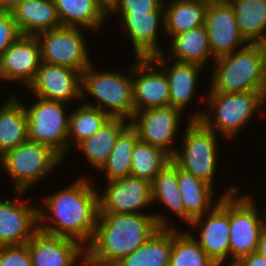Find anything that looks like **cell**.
I'll list each match as a JSON object with an SVG mask.
<instances>
[{
    "instance_id": "6da1fadb",
    "label": "cell",
    "mask_w": 266,
    "mask_h": 266,
    "mask_svg": "<svg viewBox=\"0 0 266 266\" xmlns=\"http://www.w3.org/2000/svg\"><path fill=\"white\" fill-rule=\"evenodd\" d=\"M95 189L90 178L80 176L69 187L45 196V208H38L39 230L74 239L86 248L94 237L99 213Z\"/></svg>"
},
{
    "instance_id": "7a4b0ae2",
    "label": "cell",
    "mask_w": 266,
    "mask_h": 266,
    "mask_svg": "<svg viewBox=\"0 0 266 266\" xmlns=\"http://www.w3.org/2000/svg\"><path fill=\"white\" fill-rule=\"evenodd\" d=\"M167 218L153 213H98L95 234L86 250V266H114L141 246Z\"/></svg>"
},
{
    "instance_id": "3957f363",
    "label": "cell",
    "mask_w": 266,
    "mask_h": 266,
    "mask_svg": "<svg viewBox=\"0 0 266 266\" xmlns=\"http://www.w3.org/2000/svg\"><path fill=\"white\" fill-rule=\"evenodd\" d=\"M207 95V105L212 117L209 115L210 111L208 113L195 111L189 118L199 120L207 129L228 139L238 135L262 105L266 106L263 91L208 92Z\"/></svg>"
},
{
    "instance_id": "277c9868",
    "label": "cell",
    "mask_w": 266,
    "mask_h": 266,
    "mask_svg": "<svg viewBox=\"0 0 266 266\" xmlns=\"http://www.w3.org/2000/svg\"><path fill=\"white\" fill-rule=\"evenodd\" d=\"M214 61L209 92L263 91L264 57L260 44L248 43Z\"/></svg>"
},
{
    "instance_id": "5b68a950",
    "label": "cell",
    "mask_w": 266,
    "mask_h": 266,
    "mask_svg": "<svg viewBox=\"0 0 266 266\" xmlns=\"http://www.w3.org/2000/svg\"><path fill=\"white\" fill-rule=\"evenodd\" d=\"M91 64L82 72V99L92 95L96 103L86 105L96 107L111 118L131 120L135 114L132 84V65L125 72H97ZM125 73V74H124ZM96 104V105H95Z\"/></svg>"
},
{
    "instance_id": "8992f818",
    "label": "cell",
    "mask_w": 266,
    "mask_h": 266,
    "mask_svg": "<svg viewBox=\"0 0 266 266\" xmlns=\"http://www.w3.org/2000/svg\"><path fill=\"white\" fill-rule=\"evenodd\" d=\"M63 159L51 147L28 140L1 155L0 165L12 178L14 192H25L48 177Z\"/></svg>"
},
{
    "instance_id": "52a82bcc",
    "label": "cell",
    "mask_w": 266,
    "mask_h": 266,
    "mask_svg": "<svg viewBox=\"0 0 266 266\" xmlns=\"http://www.w3.org/2000/svg\"><path fill=\"white\" fill-rule=\"evenodd\" d=\"M216 136L214 131L207 129L199 120L189 119L182 152L177 149L172 161L182 170L213 186L219 148Z\"/></svg>"
},
{
    "instance_id": "ba28073f",
    "label": "cell",
    "mask_w": 266,
    "mask_h": 266,
    "mask_svg": "<svg viewBox=\"0 0 266 266\" xmlns=\"http://www.w3.org/2000/svg\"><path fill=\"white\" fill-rule=\"evenodd\" d=\"M229 195L230 259L226 266H233L245 255L257 252L264 225L251 195ZM237 197V198H236Z\"/></svg>"
},
{
    "instance_id": "9c48e42d",
    "label": "cell",
    "mask_w": 266,
    "mask_h": 266,
    "mask_svg": "<svg viewBox=\"0 0 266 266\" xmlns=\"http://www.w3.org/2000/svg\"><path fill=\"white\" fill-rule=\"evenodd\" d=\"M38 100L31 105L23 103L28 120L29 141L51 147L62 158L68 149L69 114H66L63 102Z\"/></svg>"
},
{
    "instance_id": "30bf717a",
    "label": "cell",
    "mask_w": 266,
    "mask_h": 266,
    "mask_svg": "<svg viewBox=\"0 0 266 266\" xmlns=\"http://www.w3.org/2000/svg\"><path fill=\"white\" fill-rule=\"evenodd\" d=\"M81 29L62 26L37 34L42 62L82 73L92 61Z\"/></svg>"
},
{
    "instance_id": "8fae6325",
    "label": "cell",
    "mask_w": 266,
    "mask_h": 266,
    "mask_svg": "<svg viewBox=\"0 0 266 266\" xmlns=\"http://www.w3.org/2000/svg\"><path fill=\"white\" fill-rule=\"evenodd\" d=\"M206 216V217H205ZM205 218V219H204ZM190 226L201 228L198 237L192 233L200 247L208 257L217 265L225 266L230 257V235H229V195L222 196L219 203L207 215L204 214L190 223Z\"/></svg>"
},
{
    "instance_id": "7c38bea8",
    "label": "cell",
    "mask_w": 266,
    "mask_h": 266,
    "mask_svg": "<svg viewBox=\"0 0 266 266\" xmlns=\"http://www.w3.org/2000/svg\"><path fill=\"white\" fill-rule=\"evenodd\" d=\"M107 182L98 195L99 213H140L153 204L148 180L127 176Z\"/></svg>"
},
{
    "instance_id": "4fadbf2b",
    "label": "cell",
    "mask_w": 266,
    "mask_h": 266,
    "mask_svg": "<svg viewBox=\"0 0 266 266\" xmlns=\"http://www.w3.org/2000/svg\"><path fill=\"white\" fill-rule=\"evenodd\" d=\"M132 84L135 113L149 108L170 106L166 74L151 57H135L132 65Z\"/></svg>"
},
{
    "instance_id": "5bb4252c",
    "label": "cell",
    "mask_w": 266,
    "mask_h": 266,
    "mask_svg": "<svg viewBox=\"0 0 266 266\" xmlns=\"http://www.w3.org/2000/svg\"><path fill=\"white\" fill-rule=\"evenodd\" d=\"M182 111L172 106L138 111L129 121L136 129L139 140L163 148L172 156L176 149L170 144L180 131Z\"/></svg>"
},
{
    "instance_id": "9a60e30c",
    "label": "cell",
    "mask_w": 266,
    "mask_h": 266,
    "mask_svg": "<svg viewBox=\"0 0 266 266\" xmlns=\"http://www.w3.org/2000/svg\"><path fill=\"white\" fill-rule=\"evenodd\" d=\"M205 27L215 58L230 54L248 44L239 32L234 10L227 0L209 2Z\"/></svg>"
},
{
    "instance_id": "2e32d148",
    "label": "cell",
    "mask_w": 266,
    "mask_h": 266,
    "mask_svg": "<svg viewBox=\"0 0 266 266\" xmlns=\"http://www.w3.org/2000/svg\"><path fill=\"white\" fill-rule=\"evenodd\" d=\"M81 86V72L42 62L28 88L36 97L67 104L82 98Z\"/></svg>"
},
{
    "instance_id": "e0dca14e",
    "label": "cell",
    "mask_w": 266,
    "mask_h": 266,
    "mask_svg": "<svg viewBox=\"0 0 266 266\" xmlns=\"http://www.w3.org/2000/svg\"><path fill=\"white\" fill-rule=\"evenodd\" d=\"M14 193L15 201H0V247L27 244L39 230V207L19 199L25 192Z\"/></svg>"
},
{
    "instance_id": "ac0fdd59",
    "label": "cell",
    "mask_w": 266,
    "mask_h": 266,
    "mask_svg": "<svg viewBox=\"0 0 266 266\" xmlns=\"http://www.w3.org/2000/svg\"><path fill=\"white\" fill-rule=\"evenodd\" d=\"M27 246L32 266H86L85 247L74 239L38 230Z\"/></svg>"
},
{
    "instance_id": "d6986e66",
    "label": "cell",
    "mask_w": 266,
    "mask_h": 266,
    "mask_svg": "<svg viewBox=\"0 0 266 266\" xmlns=\"http://www.w3.org/2000/svg\"><path fill=\"white\" fill-rule=\"evenodd\" d=\"M42 63L36 36L20 35L0 58V80L28 87Z\"/></svg>"
},
{
    "instance_id": "ffe728a7",
    "label": "cell",
    "mask_w": 266,
    "mask_h": 266,
    "mask_svg": "<svg viewBox=\"0 0 266 266\" xmlns=\"http://www.w3.org/2000/svg\"><path fill=\"white\" fill-rule=\"evenodd\" d=\"M113 14L122 15L121 25L131 39L136 58H149L164 52L157 40L158 28L164 26V12Z\"/></svg>"
},
{
    "instance_id": "44dd1931",
    "label": "cell",
    "mask_w": 266,
    "mask_h": 266,
    "mask_svg": "<svg viewBox=\"0 0 266 266\" xmlns=\"http://www.w3.org/2000/svg\"><path fill=\"white\" fill-rule=\"evenodd\" d=\"M162 68L166 74L169 92H170V106L177 108L183 112L185 107L194 101L193 97L196 95V88L198 86V76L203 66L175 61L172 65H167L165 55L158 54L151 57Z\"/></svg>"
},
{
    "instance_id": "7402d4cb",
    "label": "cell",
    "mask_w": 266,
    "mask_h": 266,
    "mask_svg": "<svg viewBox=\"0 0 266 266\" xmlns=\"http://www.w3.org/2000/svg\"><path fill=\"white\" fill-rule=\"evenodd\" d=\"M9 11L21 35L36 36L62 27L53 0H22Z\"/></svg>"
},
{
    "instance_id": "603a6c76",
    "label": "cell",
    "mask_w": 266,
    "mask_h": 266,
    "mask_svg": "<svg viewBox=\"0 0 266 266\" xmlns=\"http://www.w3.org/2000/svg\"><path fill=\"white\" fill-rule=\"evenodd\" d=\"M178 187L185 205V222L188 224L192 220L210 212L219 203L222 196H228L239 191L236 186L230 187V189H227V193L219 195V199L214 202L213 196L216 194L213 186L179 167Z\"/></svg>"
},
{
    "instance_id": "cb8c5ba5",
    "label": "cell",
    "mask_w": 266,
    "mask_h": 266,
    "mask_svg": "<svg viewBox=\"0 0 266 266\" xmlns=\"http://www.w3.org/2000/svg\"><path fill=\"white\" fill-rule=\"evenodd\" d=\"M62 26L99 31L108 16L104 0H53Z\"/></svg>"
},
{
    "instance_id": "d4e9b609",
    "label": "cell",
    "mask_w": 266,
    "mask_h": 266,
    "mask_svg": "<svg viewBox=\"0 0 266 266\" xmlns=\"http://www.w3.org/2000/svg\"><path fill=\"white\" fill-rule=\"evenodd\" d=\"M209 5L205 0H171L164 3V28L166 36L180 33L205 25L206 10Z\"/></svg>"
},
{
    "instance_id": "484cf974",
    "label": "cell",
    "mask_w": 266,
    "mask_h": 266,
    "mask_svg": "<svg viewBox=\"0 0 266 266\" xmlns=\"http://www.w3.org/2000/svg\"><path fill=\"white\" fill-rule=\"evenodd\" d=\"M172 228L160 227L141 246L114 266H169Z\"/></svg>"
},
{
    "instance_id": "4316f807",
    "label": "cell",
    "mask_w": 266,
    "mask_h": 266,
    "mask_svg": "<svg viewBox=\"0 0 266 266\" xmlns=\"http://www.w3.org/2000/svg\"><path fill=\"white\" fill-rule=\"evenodd\" d=\"M8 98L0 107V156L29 140L25 107L15 95Z\"/></svg>"
},
{
    "instance_id": "83f0119b",
    "label": "cell",
    "mask_w": 266,
    "mask_h": 266,
    "mask_svg": "<svg viewBox=\"0 0 266 266\" xmlns=\"http://www.w3.org/2000/svg\"><path fill=\"white\" fill-rule=\"evenodd\" d=\"M170 38L172 41L169 48L172 54L167 55L166 60L175 57L177 62L194 63L206 67L209 59H216L210 49L205 25Z\"/></svg>"
},
{
    "instance_id": "f1b7e54d",
    "label": "cell",
    "mask_w": 266,
    "mask_h": 266,
    "mask_svg": "<svg viewBox=\"0 0 266 266\" xmlns=\"http://www.w3.org/2000/svg\"><path fill=\"white\" fill-rule=\"evenodd\" d=\"M128 121L124 118H110L99 131L77 145L97 170L107 162L119 133L130 123Z\"/></svg>"
},
{
    "instance_id": "f546056e",
    "label": "cell",
    "mask_w": 266,
    "mask_h": 266,
    "mask_svg": "<svg viewBox=\"0 0 266 266\" xmlns=\"http://www.w3.org/2000/svg\"><path fill=\"white\" fill-rule=\"evenodd\" d=\"M234 10L238 29L249 44L266 39V0H227Z\"/></svg>"
},
{
    "instance_id": "4dcf8cb0",
    "label": "cell",
    "mask_w": 266,
    "mask_h": 266,
    "mask_svg": "<svg viewBox=\"0 0 266 266\" xmlns=\"http://www.w3.org/2000/svg\"><path fill=\"white\" fill-rule=\"evenodd\" d=\"M138 140V133L130 123L119 133L107 162L99 170L105 173L106 182L130 176L132 152Z\"/></svg>"
},
{
    "instance_id": "1f68e13d",
    "label": "cell",
    "mask_w": 266,
    "mask_h": 266,
    "mask_svg": "<svg viewBox=\"0 0 266 266\" xmlns=\"http://www.w3.org/2000/svg\"><path fill=\"white\" fill-rule=\"evenodd\" d=\"M171 162L172 155L166 150L138 140L132 152L130 176L152 182Z\"/></svg>"
},
{
    "instance_id": "d6a6232c",
    "label": "cell",
    "mask_w": 266,
    "mask_h": 266,
    "mask_svg": "<svg viewBox=\"0 0 266 266\" xmlns=\"http://www.w3.org/2000/svg\"><path fill=\"white\" fill-rule=\"evenodd\" d=\"M153 204L161 201L181 221H185V205L178 187V166L172 161L151 182Z\"/></svg>"
},
{
    "instance_id": "836d02e7",
    "label": "cell",
    "mask_w": 266,
    "mask_h": 266,
    "mask_svg": "<svg viewBox=\"0 0 266 266\" xmlns=\"http://www.w3.org/2000/svg\"><path fill=\"white\" fill-rule=\"evenodd\" d=\"M111 117L102 110L86 105L80 106L69 114L68 148L77 146L81 141L94 135Z\"/></svg>"
},
{
    "instance_id": "e575fe53",
    "label": "cell",
    "mask_w": 266,
    "mask_h": 266,
    "mask_svg": "<svg viewBox=\"0 0 266 266\" xmlns=\"http://www.w3.org/2000/svg\"><path fill=\"white\" fill-rule=\"evenodd\" d=\"M187 232L172 228V251L169 266H217Z\"/></svg>"
},
{
    "instance_id": "d590c367",
    "label": "cell",
    "mask_w": 266,
    "mask_h": 266,
    "mask_svg": "<svg viewBox=\"0 0 266 266\" xmlns=\"http://www.w3.org/2000/svg\"><path fill=\"white\" fill-rule=\"evenodd\" d=\"M108 16L111 13H153L164 12V0H110Z\"/></svg>"
},
{
    "instance_id": "8d00e7d4",
    "label": "cell",
    "mask_w": 266,
    "mask_h": 266,
    "mask_svg": "<svg viewBox=\"0 0 266 266\" xmlns=\"http://www.w3.org/2000/svg\"><path fill=\"white\" fill-rule=\"evenodd\" d=\"M0 266H32L27 244L1 246Z\"/></svg>"
},
{
    "instance_id": "74e56055",
    "label": "cell",
    "mask_w": 266,
    "mask_h": 266,
    "mask_svg": "<svg viewBox=\"0 0 266 266\" xmlns=\"http://www.w3.org/2000/svg\"><path fill=\"white\" fill-rule=\"evenodd\" d=\"M20 35L11 12L0 10V58Z\"/></svg>"
},
{
    "instance_id": "f35d334b",
    "label": "cell",
    "mask_w": 266,
    "mask_h": 266,
    "mask_svg": "<svg viewBox=\"0 0 266 266\" xmlns=\"http://www.w3.org/2000/svg\"><path fill=\"white\" fill-rule=\"evenodd\" d=\"M233 266H266V259L258 252L245 255L239 259Z\"/></svg>"
},
{
    "instance_id": "ab89813d",
    "label": "cell",
    "mask_w": 266,
    "mask_h": 266,
    "mask_svg": "<svg viewBox=\"0 0 266 266\" xmlns=\"http://www.w3.org/2000/svg\"><path fill=\"white\" fill-rule=\"evenodd\" d=\"M257 252L266 259V229L264 228L260 234Z\"/></svg>"
},
{
    "instance_id": "60d3db41",
    "label": "cell",
    "mask_w": 266,
    "mask_h": 266,
    "mask_svg": "<svg viewBox=\"0 0 266 266\" xmlns=\"http://www.w3.org/2000/svg\"><path fill=\"white\" fill-rule=\"evenodd\" d=\"M264 57L263 95L266 99V39L260 43Z\"/></svg>"
},
{
    "instance_id": "b9f144b4",
    "label": "cell",
    "mask_w": 266,
    "mask_h": 266,
    "mask_svg": "<svg viewBox=\"0 0 266 266\" xmlns=\"http://www.w3.org/2000/svg\"><path fill=\"white\" fill-rule=\"evenodd\" d=\"M22 0H0V10H10L16 3Z\"/></svg>"
},
{
    "instance_id": "7bdbcfd3",
    "label": "cell",
    "mask_w": 266,
    "mask_h": 266,
    "mask_svg": "<svg viewBox=\"0 0 266 266\" xmlns=\"http://www.w3.org/2000/svg\"><path fill=\"white\" fill-rule=\"evenodd\" d=\"M264 216L265 217L262 219V222H263L264 228L266 229V212Z\"/></svg>"
}]
</instances>
